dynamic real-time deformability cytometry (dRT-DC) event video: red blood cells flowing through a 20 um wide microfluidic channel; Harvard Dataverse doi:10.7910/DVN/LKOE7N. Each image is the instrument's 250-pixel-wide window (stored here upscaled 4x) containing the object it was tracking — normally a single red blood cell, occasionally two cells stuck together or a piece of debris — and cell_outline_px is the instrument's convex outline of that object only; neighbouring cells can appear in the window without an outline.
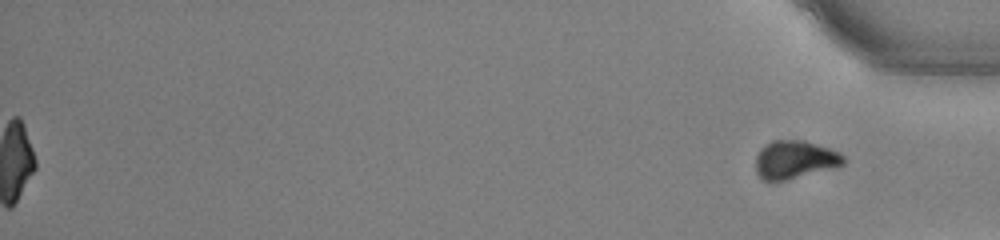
{"species": "common noctule bat (a hibernating species)", "species_latin": "Nyctalus noctula", "temperature_condition": "warm", "stored_images_in_passage": 54, "segment_of_instrument_passage": [2, 2], "camera_frame_rate_fps": 3000, "um_per_image_px": 0.085, "animal": {"sex": "male", "body_mass_g": 13.0, "forearm_length_mm": 53.1}, "frame": {"image": 1, "passage_image": 54, "time_ms": 17.667, "image_size_px": [1000, 240], "cell_outline_px": [[844, 164], [836, 168], [784, 180], [764, 180], [756, 172], [756, 156], [760, 148], [772, 140], [804, 140], [828, 148], [844, 156]], "centroid_in_image_um": [67.55, 13.56], "position_along_channel_um": 367.7, "area_um2": 19.36}}